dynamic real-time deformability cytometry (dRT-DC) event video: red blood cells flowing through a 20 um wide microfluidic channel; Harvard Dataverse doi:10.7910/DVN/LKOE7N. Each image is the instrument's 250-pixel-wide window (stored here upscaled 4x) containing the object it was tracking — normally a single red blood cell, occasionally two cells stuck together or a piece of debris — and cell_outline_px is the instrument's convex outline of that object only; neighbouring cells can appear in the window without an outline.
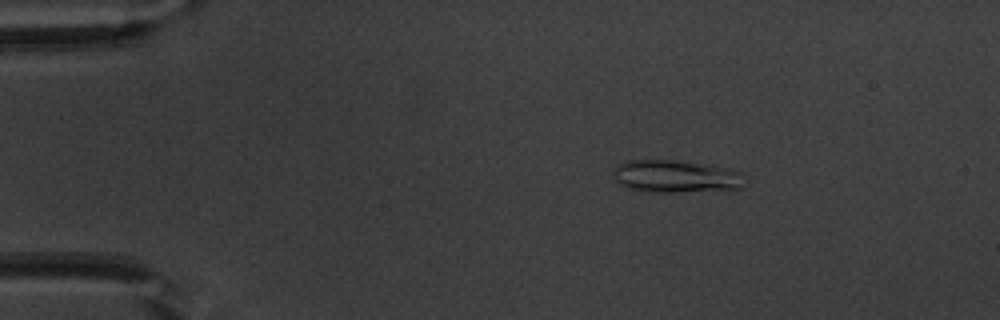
{"species": "common noctule bat (a hibernating species)", "species_latin": "Nyctalus noctula", "temperature_condition": "warm", "stored_images_in_passage": 53, "camera_frame_rate_fps": 3000, "um_per_image_px": 0.085, "animal": {"sex": "male", "body_mass_g": 20.1, "forearm_length_mm": 53.5}, "frame": {"image": 1, "passage_image": 9, "time_ms": 2.667, "image_size_px": [1000, 320], "cell_outline_px": [[744, 172], [740, 188], [736, 192], [652, 192], [628, 188], [620, 184], [616, 180], [612, 172], [616, 164], [624, 160], [672, 160], [708, 164], [728, 168]], "centroid_in_image_um": [57.51, 15.01], "position_along_channel_um": 27.5, "area_um2": 25.78}}
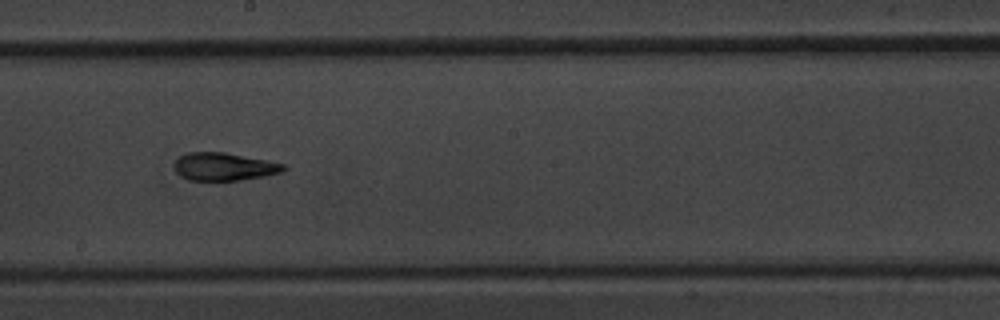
{"frame": {"image": 2, "passage_image": 30, "time_ms": 9.667, "image_size_px": [1000, 320], "cell_outline_px": [[288, 168], [280, 172], [264, 176], [240, 180], [188, 180], [180, 176], [176, 172], [176, 160], [180, 156], [188, 152], [224, 152], [268, 160], [284, 164]], "centroid_in_image_um": [19.06, 14.16], "position_along_channel_um": 229.1, "area_um2": 17.63}}
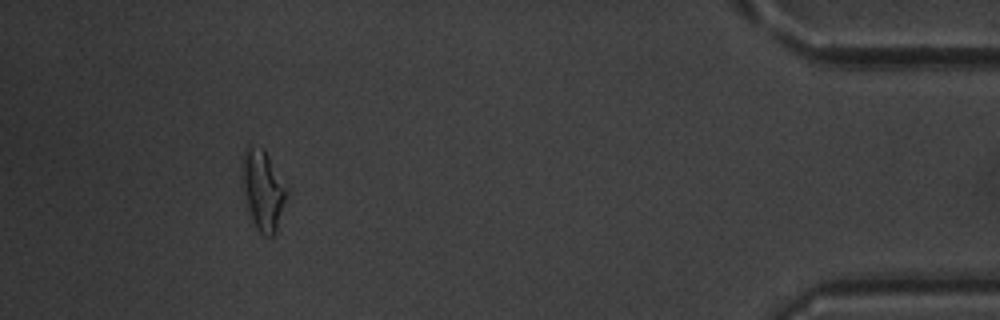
{"frame": {"image": 3, "passage_image": 49, "time_ms": 16.0, "image_size_px": [1000, 320], "cell_outline_px": [[288, 192], [276, 232], [272, 236], [264, 236], [256, 228], [252, 220], [248, 208], [240, 176], [240, 164], [244, 148], [252, 144], [264, 148], [288, 188]], "centroid_in_image_um": [22.32, 16.09], "position_along_channel_um": 412.9, "area_um2": 21.21}, "authors_computed_cell_mechanics": {"area_um2": 18.7272, "velocity_mm_per_s": 3.8058, "shape_relaxation_time_tau1_ms": 7.5571, "shape_relaxation_time_tau2_ms": 3.2368, "deformation_change_tau1": 0.2006, "deformation_change_tau2": 0.1161}}